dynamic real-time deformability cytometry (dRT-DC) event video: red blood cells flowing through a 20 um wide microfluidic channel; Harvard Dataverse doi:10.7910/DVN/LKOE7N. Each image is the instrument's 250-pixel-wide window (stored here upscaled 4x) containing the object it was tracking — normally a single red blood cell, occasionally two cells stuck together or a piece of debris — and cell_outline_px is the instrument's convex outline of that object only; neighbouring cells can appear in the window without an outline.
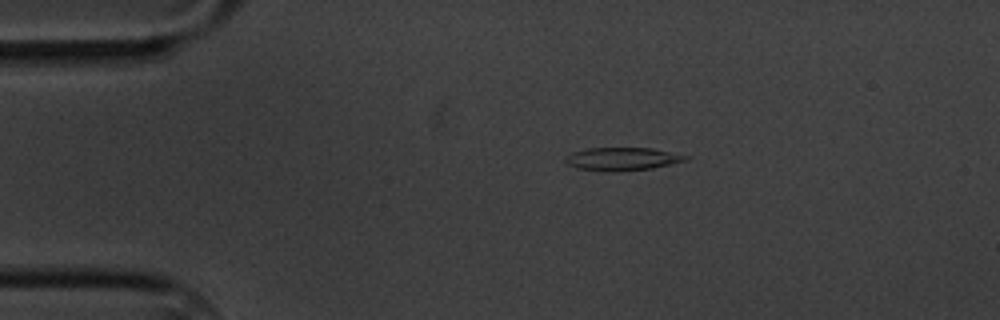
{"species": "common noctule bat (a hibernating species)", "species_latin": "Nyctalus noctula", "temperature_condition": "cold", "stored_images_in_passage": 5, "camera_frame_rate_fps": 3000, "um_per_image_px": 0.085, "animal": {"sex": "male", "body_mass_g": 20.1, "forearm_length_mm": 53.5}, "frame": {"image": 1, "passage_image": 5, "time_ms": 5.0, "image_size_px": [1000, 320], "cell_outline_px": [[688, 160], [652, 168], [616, 172], [608, 172], [576, 168], [568, 164], [564, 160], [572, 152], [588, 148], [652, 148], [688, 156]], "centroid_in_image_um": [52.87, 13.52], "position_along_channel_um": 32.1, "area_um2": 16.07}}